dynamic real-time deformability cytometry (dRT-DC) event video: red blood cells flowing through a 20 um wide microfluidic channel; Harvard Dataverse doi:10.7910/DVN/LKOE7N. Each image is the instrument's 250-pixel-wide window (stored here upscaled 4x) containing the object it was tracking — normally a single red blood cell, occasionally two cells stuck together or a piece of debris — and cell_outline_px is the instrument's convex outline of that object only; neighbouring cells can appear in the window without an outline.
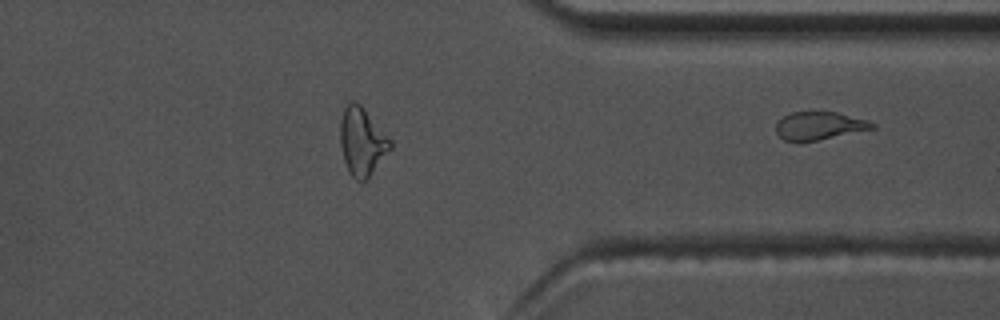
{"species": "common noctule bat (a hibernating species)", "species_latin": "Nyctalus noctula", "temperature_condition": "warm", "stored_images_in_passage": 30, "camera_frame_rate_fps": 3000, "um_per_image_px": 0.085, "animal": {"sex": "male", "body_mass_g": 17.5, "forearm_length_mm": 52.3}, "frame": {"image": 1, "passage_image": 30, "time_ms": 9.667, "image_size_px": [1000, 320], "cell_outline_px": [[876, 128], [816, 140], [784, 140], [776, 132], [776, 124], [784, 116], [792, 112], [836, 112], [868, 120], [876, 124]], "centroid_in_image_um": [69.67, 10.67], "position_along_channel_um": 341.7, "area_um2": 15.32}}